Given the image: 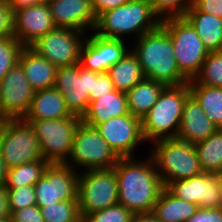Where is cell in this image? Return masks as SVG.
Segmentation results:
<instances>
[{
    "instance_id": "1",
    "label": "cell",
    "mask_w": 222,
    "mask_h": 222,
    "mask_svg": "<svg viewBox=\"0 0 222 222\" xmlns=\"http://www.w3.org/2000/svg\"><path fill=\"white\" fill-rule=\"evenodd\" d=\"M120 158L113 167L118 183V201L126 209L135 213L153 211L164 186L150 155L144 160Z\"/></svg>"
},
{
    "instance_id": "2",
    "label": "cell",
    "mask_w": 222,
    "mask_h": 222,
    "mask_svg": "<svg viewBox=\"0 0 222 222\" xmlns=\"http://www.w3.org/2000/svg\"><path fill=\"white\" fill-rule=\"evenodd\" d=\"M135 44L131 50L137 56L146 78L165 86L188 83L179 72L171 37L161 25L136 39Z\"/></svg>"
},
{
    "instance_id": "3",
    "label": "cell",
    "mask_w": 222,
    "mask_h": 222,
    "mask_svg": "<svg viewBox=\"0 0 222 222\" xmlns=\"http://www.w3.org/2000/svg\"><path fill=\"white\" fill-rule=\"evenodd\" d=\"M160 18L153 12L149 0H129L124 5L103 12L96 18L94 33L104 38L135 40L157 29Z\"/></svg>"
},
{
    "instance_id": "4",
    "label": "cell",
    "mask_w": 222,
    "mask_h": 222,
    "mask_svg": "<svg viewBox=\"0 0 222 222\" xmlns=\"http://www.w3.org/2000/svg\"><path fill=\"white\" fill-rule=\"evenodd\" d=\"M190 95L189 84L166 86L157 102L141 119L142 134L145 142L176 138L181 120L183 106Z\"/></svg>"
},
{
    "instance_id": "5",
    "label": "cell",
    "mask_w": 222,
    "mask_h": 222,
    "mask_svg": "<svg viewBox=\"0 0 222 222\" xmlns=\"http://www.w3.org/2000/svg\"><path fill=\"white\" fill-rule=\"evenodd\" d=\"M152 145L151 157L163 186L203 173L194 144L177 138L160 139Z\"/></svg>"
},
{
    "instance_id": "6",
    "label": "cell",
    "mask_w": 222,
    "mask_h": 222,
    "mask_svg": "<svg viewBox=\"0 0 222 222\" xmlns=\"http://www.w3.org/2000/svg\"><path fill=\"white\" fill-rule=\"evenodd\" d=\"M161 26L171 37L179 72L188 81L194 79L209 54L195 28L185 17L161 20Z\"/></svg>"
},
{
    "instance_id": "7",
    "label": "cell",
    "mask_w": 222,
    "mask_h": 222,
    "mask_svg": "<svg viewBox=\"0 0 222 222\" xmlns=\"http://www.w3.org/2000/svg\"><path fill=\"white\" fill-rule=\"evenodd\" d=\"M119 159L97 128L81 120L76 128L72 152L66 165L76 171L81 168L83 171L112 169Z\"/></svg>"
},
{
    "instance_id": "8",
    "label": "cell",
    "mask_w": 222,
    "mask_h": 222,
    "mask_svg": "<svg viewBox=\"0 0 222 222\" xmlns=\"http://www.w3.org/2000/svg\"><path fill=\"white\" fill-rule=\"evenodd\" d=\"M38 139L41 154L49 164H66L73 146L74 134L81 118L25 120Z\"/></svg>"
},
{
    "instance_id": "9",
    "label": "cell",
    "mask_w": 222,
    "mask_h": 222,
    "mask_svg": "<svg viewBox=\"0 0 222 222\" xmlns=\"http://www.w3.org/2000/svg\"><path fill=\"white\" fill-rule=\"evenodd\" d=\"M0 157L7 169L43 160L38 139L24 119H2Z\"/></svg>"
},
{
    "instance_id": "10",
    "label": "cell",
    "mask_w": 222,
    "mask_h": 222,
    "mask_svg": "<svg viewBox=\"0 0 222 222\" xmlns=\"http://www.w3.org/2000/svg\"><path fill=\"white\" fill-rule=\"evenodd\" d=\"M79 172L77 198L81 218L118 204V183L114 169Z\"/></svg>"
},
{
    "instance_id": "11",
    "label": "cell",
    "mask_w": 222,
    "mask_h": 222,
    "mask_svg": "<svg viewBox=\"0 0 222 222\" xmlns=\"http://www.w3.org/2000/svg\"><path fill=\"white\" fill-rule=\"evenodd\" d=\"M85 34L71 28L56 27L29 47L49 60L56 68L71 66L79 62L82 44L86 39Z\"/></svg>"
},
{
    "instance_id": "12",
    "label": "cell",
    "mask_w": 222,
    "mask_h": 222,
    "mask_svg": "<svg viewBox=\"0 0 222 222\" xmlns=\"http://www.w3.org/2000/svg\"><path fill=\"white\" fill-rule=\"evenodd\" d=\"M96 73L82 68L79 63L57 68L54 87L63 95L72 115L82 118L88 110Z\"/></svg>"
},
{
    "instance_id": "13",
    "label": "cell",
    "mask_w": 222,
    "mask_h": 222,
    "mask_svg": "<svg viewBox=\"0 0 222 222\" xmlns=\"http://www.w3.org/2000/svg\"><path fill=\"white\" fill-rule=\"evenodd\" d=\"M78 175L76 170L66 164H49L44 175L34 185L37 205L78 201Z\"/></svg>"
},
{
    "instance_id": "14",
    "label": "cell",
    "mask_w": 222,
    "mask_h": 222,
    "mask_svg": "<svg viewBox=\"0 0 222 222\" xmlns=\"http://www.w3.org/2000/svg\"><path fill=\"white\" fill-rule=\"evenodd\" d=\"M164 188L175 198L196 204L199 208L222 207V184L218 174L203 172L189 179L169 182Z\"/></svg>"
},
{
    "instance_id": "15",
    "label": "cell",
    "mask_w": 222,
    "mask_h": 222,
    "mask_svg": "<svg viewBox=\"0 0 222 222\" xmlns=\"http://www.w3.org/2000/svg\"><path fill=\"white\" fill-rule=\"evenodd\" d=\"M34 92L18 62L0 81V119H23Z\"/></svg>"
},
{
    "instance_id": "16",
    "label": "cell",
    "mask_w": 222,
    "mask_h": 222,
    "mask_svg": "<svg viewBox=\"0 0 222 222\" xmlns=\"http://www.w3.org/2000/svg\"><path fill=\"white\" fill-rule=\"evenodd\" d=\"M94 126L119 158L134 157L137 147L145 142L141 119L130 113Z\"/></svg>"
},
{
    "instance_id": "17",
    "label": "cell",
    "mask_w": 222,
    "mask_h": 222,
    "mask_svg": "<svg viewBox=\"0 0 222 222\" xmlns=\"http://www.w3.org/2000/svg\"><path fill=\"white\" fill-rule=\"evenodd\" d=\"M92 34L86 36L80 51L78 63L84 69L105 73L131 50L125 40Z\"/></svg>"
},
{
    "instance_id": "18",
    "label": "cell",
    "mask_w": 222,
    "mask_h": 222,
    "mask_svg": "<svg viewBox=\"0 0 222 222\" xmlns=\"http://www.w3.org/2000/svg\"><path fill=\"white\" fill-rule=\"evenodd\" d=\"M55 28L48 4H34L13 12V35L24 47Z\"/></svg>"
},
{
    "instance_id": "19",
    "label": "cell",
    "mask_w": 222,
    "mask_h": 222,
    "mask_svg": "<svg viewBox=\"0 0 222 222\" xmlns=\"http://www.w3.org/2000/svg\"><path fill=\"white\" fill-rule=\"evenodd\" d=\"M56 27L86 33L94 30L96 17L91 0H52L48 3Z\"/></svg>"
},
{
    "instance_id": "20",
    "label": "cell",
    "mask_w": 222,
    "mask_h": 222,
    "mask_svg": "<svg viewBox=\"0 0 222 222\" xmlns=\"http://www.w3.org/2000/svg\"><path fill=\"white\" fill-rule=\"evenodd\" d=\"M218 127L207 117V114L190 94L183 106L182 120L177 139L195 144L207 139Z\"/></svg>"
},
{
    "instance_id": "21",
    "label": "cell",
    "mask_w": 222,
    "mask_h": 222,
    "mask_svg": "<svg viewBox=\"0 0 222 222\" xmlns=\"http://www.w3.org/2000/svg\"><path fill=\"white\" fill-rule=\"evenodd\" d=\"M19 63L34 91L54 87L57 68L45 57L40 56L30 47H24Z\"/></svg>"
},
{
    "instance_id": "22",
    "label": "cell",
    "mask_w": 222,
    "mask_h": 222,
    "mask_svg": "<svg viewBox=\"0 0 222 222\" xmlns=\"http://www.w3.org/2000/svg\"><path fill=\"white\" fill-rule=\"evenodd\" d=\"M72 116L63 95L55 87H51L34 92L30 108L23 119H62Z\"/></svg>"
},
{
    "instance_id": "23",
    "label": "cell",
    "mask_w": 222,
    "mask_h": 222,
    "mask_svg": "<svg viewBox=\"0 0 222 222\" xmlns=\"http://www.w3.org/2000/svg\"><path fill=\"white\" fill-rule=\"evenodd\" d=\"M129 114L126 93L114 90L89 103L81 120L91 126L108 121L113 117Z\"/></svg>"
},
{
    "instance_id": "24",
    "label": "cell",
    "mask_w": 222,
    "mask_h": 222,
    "mask_svg": "<svg viewBox=\"0 0 222 222\" xmlns=\"http://www.w3.org/2000/svg\"><path fill=\"white\" fill-rule=\"evenodd\" d=\"M184 17L195 28L208 52L222 51V18L199 11L194 5Z\"/></svg>"
},
{
    "instance_id": "25",
    "label": "cell",
    "mask_w": 222,
    "mask_h": 222,
    "mask_svg": "<svg viewBox=\"0 0 222 222\" xmlns=\"http://www.w3.org/2000/svg\"><path fill=\"white\" fill-rule=\"evenodd\" d=\"M165 87L163 83L146 77L135 84L126 93L129 113L142 119L157 102L160 93Z\"/></svg>"
},
{
    "instance_id": "26",
    "label": "cell",
    "mask_w": 222,
    "mask_h": 222,
    "mask_svg": "<svg viewBox=\"0 0 222 222\" xmlns=\"http://www.w3.org/2000/svg\"><path fill=\"white\" fill-rule=\"evenodd\" d=\"M198 209V205L175 198L163 188L152 213L161 222H187Z\"/></svg>"
},
{
    "instance_id": "27",
    "label": "cell",
    "mask_w": 222,
    "mask_h": 222,
    "mask_svg": "<svg viewBox=\"0 0 222 222\" xmlns=\"http://www.w3.org/2000/svg\"><path fill=\"white\" fill-rule=\"evenodd\" d=\"M107 73L114 85L120 92L127 93L135 84L146 76L143 74L137 56L130 50L121 60L111 66Z\"/></svg>"
},
{
    "instance_id": "28",
    "label": "cell",
    "mask_w": 222,
    "mask_h": 222,
    "mask_svg": "<svg viewBox=\"0 0 222 222\" xmlns=\"http://www.w3.org/2000/svg\"><path fill=\"white\" fill-rule=\"evenodd\" d=\"M203 172L218 174L222 168V129L194 144Z\"/></svg>"
},
{
    "instance_id": "29",
    "label": "cell",
    "mask_w": 222,
    "mask_h": 222,
    "mask_svg": "<svg viewBox=\"0 0 222 222\" xmlns=\"http://www.w3.org/2000/svg\"><path fill=\"white\" fill-rule=\"evenodd\" d=\"M190 94L207 114V117L222 129V88L202 84H189Z\"/></svg>"
},
{
    "instance_id": "30",
    "label": "cell",
    "mask_w": 222,
    "mask_h": 222,
    "mask_svg": "<svg viewBox=\"0 0 222 222\" xmlns=\"http://www.w3.org/2000/svg\"><path fill=\"white\" fill-rule=\"evenodd\" d=\"M49 163L46 160L32 161L7 169L5 188L34 186L44 175Z\"/></svg>"
},
{
    "instance_id": "31",
    "label": "cell",
    "mask_w": 222,
    "mask_h": 222,
    "mask_svg": "<svg viewBox=\"0 0 222 222\" xmlns=\"http://www.w3.org/2000/svg\"><path fill=\"white\" fill-rule=\"evenodd\" d=\"M188 84L222 88V51L209 52L199 73Z\"/></svg>"
},
{
    "instance_id": "32",
    "label": "cell",
    "mask_w": 222,
    "mask_h": 222,
    "mask_svg": "<svg viewBox=\"0 0 222 222\" xmlns=\"http://www.w3.org/2000/svg\"><path fill=\"white\" fill-rule=\"evenodd\" d=\"M44 222H81L78 201H59L39 206Z\"/></svg>"
},
{
    "instance_id": "33",
    "label": "cell",
    "mask_w": 222,
    "mask_h": 222,
    "mask_svg": "<svg viewBox=\"0 0 222 222\" xmlns=\"http://www.w3.org/2000/svg\"><path fill=\"white\" fill-rule=\"evenodd\" d=\"M23 48L14 35L0 38V81L19 62Z\"/></svg>"
},
{
    "instance_id": "34",
    "label": "cell",
    "mask_w": 222,
    "mask_h": 222,
    "mask_svg": "<svg viewBox=\"0 0 222 222\" xmlns=\"http://www.w3.org/2000/svg\"><path fill=\"white\" fill-rule=\"evenodd\" d=\"M153 12L164 20L171 17H184L193 5V0H149Z\"/></svg>"
},
{
    "instance_id": "35",
    "label": "cell",
    "mask_w": 222,
    "mask_h": 222,
    "mask_svg": "<svg viewBox=\"0 0 222 222\" xmlns=\"http://www.w3.org/2000/svg\"><path fill=\"white\" fill-rule=\"evenodd\" d=\"M133 213L120 203L82 217L81 222H131Z\"/></svg>"
},
{
    "instance_id": "36",
    "label": "cell",
    "mask_w": 222,
    "mask_h": 222,
    "mask_svg": "<svg viewBox=\"0 0 222 222\" xmlns=\"http://www.w3.org/2000/svg\"><path fill=\"white\" fill-rule=\"evenodd\" d=\"M6 190L8 193L10 214L19 209L37 204L34 186L6 188Z\"/></svg>"
},
{
    "instance_id": "37",
    "label": "cell",
    "mask_w": 222,
    "mask_h": 222,
    "mask_svg": "<svg viewBox=\"0 0 222 222\" xmlns=\"http://www.w3.org/2000/svg\"><path fill=\"white\" fill-rule=\"evenodd\" d=\"M115 90L114 85L110 79L107 72L99 73L94 75V92L90 93L89 100L98 99L107 93L113 92Z\"/></svg>"
},
{
    "instance_id": "38",
    "label": "cell",
    "mask_w": 222,
    "mask_h": 222,
    "mask_svg": "<svg viewBox=\"0 0 222 222\" xmlns=\"http://www.w3.org/2000/svg\"><path fill=\"white\" fill-rule=\"evenodd\" d=\"M10 218L11 222H44L40 207L37 204L14 211Z\"/></svg>"
},
{
    "instance_id": "39",
    "label": "cell",
    "mask_w": 222,
    "mask_h": 222,
    "mask_svg": "<svg viewBox=\"0 0 222 222\" xmlns=\"http://www.w3.org/2000/svg\"><path fill=\"white\" fill-rule=\"evenodd\" d=\"M13 35V11L6 0H0V38Z\"/></svg>"
},
{
    "instance_id": "40",
    "label": "cell",
    "mask_w": 222,
    "mask_h": 222,
    "mask_svg": "<svg viewBox=\"0 0 222 222\" xmlns=\"http://www.w3.org/2000/svg\"><path fill=\"white\" fill-rule=\"evenodd\" d=\"M187 222H222V207L210 209L199 208L196 214Z\"/></svg>"
},
{
    "instance_id": "41",
    "label": "cell",
    "mask_w": 222,
    "mask_h": 222,
    "mask_svg": "<svg viewBox=\"0 0 222 222\" xmlns=\"http://www.w3.org/2000/svg\"><path fill=\"white\" fill-rule=\"evenodd\" d=\"M193 5L199 11L222 18V0H193Z\"/></svg>"
},
{
    "instance_id": "42",
    "label": "cell",
    "mask_w": 222,
    "mask_h": 222,
    "mask_svg": "<svg viewBox=\"0 0 222 222\" xmlns=\"http://www.w3.org/2000/svg\"><path fill=\"white\" fill-rule=\"evenodd\" d=\"M129 0H91V6L97 18L103 12L124 5Z\"/></svg>"
},
{
    "instance_id": "43",
    "label": "cell",
    "mask_w": 222,
    "mask_h": 222,
    "mask_svg": "<svg viewBox=\"0 0 222 222\" xmlns=\"http://www.w3.org/2000/svg\"><path fill=\"white\" fill-rule=\"evenodd\" d=\"M52 0H6L7 4L10 6L12 11L14 12L16 9L31 6L34 4H48Z\"/></svg>"
},
{
    "instance_id": "44",
    "label": "cell",
    "mask_w": 222,
    "mask_h": 222,
    "mask_svg": "<svg viewBox=\"0 0 222 222\" xmlns=\"http://www.w3.org/2000/svg\"><path fill=\"white\" fill-rule=\"evenodd\" d=\"M8 193L5 187L0 188V218L10 217Z\"/></svg>"
},
{
    "instance_id": "45",
    "label": "cell",
    "mask_w": 222,
    "mask_h": 222,
    "mask_svg": "<svg viewBox=\"0 0 222 222\" xmlns=\"http://www.w3.org/2000/svg\"><path fill=\"white\" fill-rule=\"evenodd\" d=\"M131 222H161L156 216L150 213H135L131 218Z\"/></svg>"
},
{
    "instance_id": "46",
    "label": "cell",
    "mask_w": 222,
    "mask_h": 222,
    "mask_svg": "<svg viewBox=\"0 0 222 222\" xmlns=\"http://www.w3.org/2000/svg\"><path fill=\"white\" fill-rule=\"evenodd\" d=\"M7 168L0 157V188L5 186Z\"/></svg>"
},
{
    "instance_id": "47",
    "label": "cell",
    "mask_w": 222,
    "mask_h": 222,
    "mask_svg": "<svg viewBox=\"0 0 222 222\" xmlns=\"http://www.w3.org/2000/svg\"><path fill=\"white\" fill-rule=\"evenodd\" d=\"M0 222H11V218L10 217H2V218H0Z\"/></svg>"
},
{
    "instance_id": "48",
    "label": "cell",
    "mask_w": 222,
    "mask_h": 222,
    "mask_svg": "<svg viewBox=\"0 0 222 222\" xmlns=\"http://www.w3.org/2000/svg\"><path fill=\"white\" fill-rule=\"evenodd\" d=\"M218 177L222 180V168H221V170L218 172Z\"/></svg>"
},
{
    "instance_id": "49",
    "label": "cell",
    "mask_w": 222,
    "mask_h": 222,
    "mask_svg": "<svg viewBox=\"0 0 222 222\" xmlns=\"http://www.w3.org/2000/svg\"><path fill=\"white\" fill-rule=\"evenodd\" d=\"M1 132H2V119H0V135H1Z\"/></svg>"
}]
</instances>
